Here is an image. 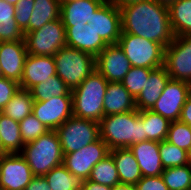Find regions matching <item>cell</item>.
Returning a JSON list of instances; mask_svg holds the SVG:
<instances>
[{
	"label": "cell",
	"mask_w": 191,
	"mask_h": 190,
	"mask_svg": "<svg viewBox=\"0 0 191 190\" xmlns=\"http://www.w3.org/2000/svg\"><path fill=\"white\" fill-rule=\"evenodd\" d=\"M104 116L136 110L135 98L121 82H108L103 101Z\"/></svg>",
	"instance_id": "20"
},
{
	"label": "cell",
	"mask_w": 191,
	"mask_h": 190,
	"mask_svg": "<svg viewBox=\"0 0 191 190\" xmlns=\"http://www.w3.org/2000/svg\"><path fill=\"white\" fill-rule=\"evenodd\" d=\"M153 69L144 67L131 66L128 73L121 81L125 89L136 98L139 93L144 89V85L149 78L150 72Z\"/></svg>",
	"instance_id": "33"
},
{
	"label": "cell",
	"mask_w": 191,
	"mask_h": 190,
	"mask_svg": "<svg viewBox=\"0 0 191 190\" xmlns=\"http://www.w3.org/2000/svg\"><path fill=\"white\" fill-rule=\"evenodd\" d=\"M34 175L20 153L0 157V190H26Z\"/></svg>",
	"instance_id": "12"
},
{
	"label": "cell",
	"mask_w": 191,
	"mask_h": 190,
	"mask_svg": "<svg viewBox=\"0 0 191 190\" xmlns=\"http://www.w3.org/2000/svg\"><path fill=\"white\" fill-rule=\"evenodd\" d=\"M60 0H35L29 20V32L42 28L46 23L60 18Z\"/></svg>",
	"instance_id": "24"
},
{
	"label": "cell",
	"mask_w": 191,
	"mask_h": 190,
	"mask_svg": "<svg viewBox=\"0 0 191 190\" xmlns=\"http://www.w3.org/2000/svg\"><path fill=\"white\" fill-rule=\"evenodd\" d=\"M164 67L171 79L191 82V35L174 37L165 48Z\"/></svg>",
	"instance_id": "10"
},
{
	"label": "cell",
	"mask_w": 191,
	"mask_h": 190,
	"mask_svg": "<svg viewBox=\"0 0 191 190\" xmlns=\"http://www.w3.org/2000/svg\"><path fill=\"white\" fill-rule=\"evenodd\" d=\"M26 190H51L47 180L44 176H34L26 187Z\"/></svg>",
	"instance_id": "39"
},
{
	"label": "cell",
	"mask_w": 191,
	"mask_h": 190,
	"mask_svg": "<svg viewBox=\"0 0 191 190\" xmlns=\"http://www.w3.org/2000/svg\"><path fill=\"white\" fill-rule=\"evenodd\" d=\"M81 190H112V187L85 180L81 181Z\"/></svg>",
	"instance_id": "41"
},
{
	"label": "cell",
	"mask_w": 191,
	"mask_h": 190,
	"mask_svg": "<svg viewBox=\"0 0 191 190\" xmlns=\"http://www.w3.org/2000/svg\"><path fill=\"white\" fill-rule=\"evenodd\" d=\"M168 11L174 36L191 35V0H176Z\"/></svg>",
	"instance_id": "23"
},
{
	"label": "cell",
	"mask_w": 191,
	"mask_h": 190,
	"mask_svg": "<svg viewBox=\"0 0 191 190\" xmlns=\"http://www.w3.org/2000/svg\"><path fill=\"white\" fill-rule=\"evenodd\" d=\"M56 75L72 91L95 69V57L68 46L62 47L54 56Z\"/></svg>",
	"instance_id": "6"
},
{
	"label": "cell",
	"mask_w": 191,
	"mask_h": 190,
	"mask_svg": "<svg viewBox=\"0 0 191 190\" xmlns=\"http://www.w3.org/2000/svg\"><path fill=\"white\" fill-rule=\"evenodd\" d=\"M74 1H80V0H60V3H70Z\"/></svg>",
	"instance_id": "47"
},
{
	"label": "cell",
	"mask_w": 191,
	"mask_h": 190,
	"mask_svg": "<svg viewBox=\"0 0 191 190\" xmlns=\"http://www.w3.org/2000/svg\"><path fill=\"white\" fill-rule=\"evenodd\" d=\"M51 190H77L81 188V181L68 171L62 164L54 167L44 175Z\"/></svg>",
	"instance_id": "30"
},
{
	"label": "cell",
	"mask_w": 191,
	"mask_h": 190,
	"mask_svg": "<svg viewBox=\"0 0 191 190\" xmlns=\"http://www.w3.org/2000/svg\"><path fill=\"white\" fill-rule=\"evenodd\" d=\"M166 140L188 151L191 147V127L180 120L171 122Z\"/></svg>",
	"instance_id": "34"
},
{
	"label": "cell",
	"mask_w": 191,
	"mask_h": 190,
	"mask_svg": "<svg viewBox=\"0 0 191 190\" xmlns=\"http://www.w3.org/2000/svg\"><path fill=\"white\" fill-rule=\"evenodd\" d=\"M121 33H131L157 42L165 48L173 41L168 6L155 0H142L120 7Z\"/></svg>",
	"instance_id": "2"
},
{
	"label": "cell",
	"mask_w": 191,
	"mask_h": 190,
	"mask_svg": "<svg viewBox=\"0 0 191 190\" xmlns=\"http://www.w3.org/2000/svg\"><path fill=\"white\" fill-rule=\"evenodd\" d=\"M190 95V83L170 78L151 110L174 122L180 119L182 108Z\"/></svg>",
	"instance_id": "13"
},
{
	"label": "cell",
	"mask_w": 191,
	"mask_h": 190,
	"mask_svg": "<svg viewBox=\"0 0 191 190\" xmlns=\"http://www.w3.org/2000/svg\"><path fill=\"white\" fill-rule=\"evenodd\" d=\"M19 83L0 76V112L19 90Z\"/></svg>",
	"instance_id": "37"
},
{
	"label": "cell",
	"mask_w": 191,
	"mask_h": 190,
	"mask_svg": "<svg viewBox=\"0 0 191 190\" xmlns=\"http://www.w3.org/2000/svg\"><path fill=\"white\" fill-rule=\"evenodd\" d=\"M21 139L24 144L36 140L50 131L32 113L19 122Z\"/></svg>",
	"instance_id": "35"
},
{
	"label": "cell",
	"mask_w": 191,
	"mask_h": 190,
	"mask_svg": "<svg viewBox=\"0 0 191 190\" xmlns=\"http://www.w3.org/2000/svg\"><path fill=\"white\" fill-rule=\"evenodd\" d=\"M63 154L73 153L100 138V124L71 116L56 129Z\"/></svg>",
	"instance_id": "8"
},
{
	"label": "cell",
	"mask_w": 191,
	"mask_h": 190,
	"mask_svg": "<svg viewBox=\"0 0 191 190\" xmlns=\"http://www.w3.org/2000/svg\"><path fill=\"white\" fill-rule=\"evenodd\" d=\"M24 40L27 53L36 56H54L62 47L67 46L66 31L61 18L24 33Z\"/></svg>",
	"instance_id": "9"
},
{
	"label": "cell",
	"mask_w": 191,
	"mask_h": 190,
	"mask_svg": "<svg viewBox=\"0 0 191 190\" xmlns=\"http://www.w3.org/2000/svg\"><path fill=\"white\" fill-rule=\"evenodd\" d=\"M33 102L34 99L31 92L19 88L1 113L6 117L20 122L32 113Z\"/></svg>",
	"instance_id": "27"
},
{
	"label": "cell",
	"mask_w": 191,
	"mask_h": 190,
	"mask_svg": "<svg viewBox=\"0 0 191 190\" xmlns=\"http://www.w3.org/2000/svg\"><path fill=\"white\" fill-rule=\"evenodd\" d=\"M88 180L109 187L120 183L114 159L110 154L95 164Z\"/></svg>",
	"instance_id": "29"
},
{
	"label": "cell",
	"mask_w": 191,
	"mask_h": 190,
	"mask_svg": "<svg viewBox=\"0 0 191 190\" xmlns=\"http://www.w3.org/2000/svg\"><path fill=\"white\" fill-rule=\"evenodd\" d=\"M30 92L34 101H44L58 96H72L71 90L57 75L51 76L47 81L34 86Z\"/></svg>",
	"instance_id": "28"
},
{
	"label": "cell",
	"mask_w": 191,
	"mask_h": 190,
	"mask_svg": "<svg viewBox=\"0 0 191 190\" xmlns=\"http://www.w3.org/2000/svg\"><path fill=\"white\" fill-rule=\"evenodd\" d=\"M157 3L169 6L171 3L175 2L176 0H155Z\"/></svg>",
	"instance_id": "44"
},
{
	"label": "cell",
	"mask_w": 191,
	"mask_h": 190,
	"mask_svg": "<svg viewBox=\"0 0 191 190\" xmlns=\"http://www.w3.org/2000/svg\"><path fill=\"white\" fill-rule=\"evenodd\" d=\"M19 122L0 112V150L3 154L21 153L24 147Z\"/></svg>",
	"instance_id": "22"
},
{
	"label": "cell",
	"mask_w": 191,
	"mask_h": 190,
	"mask_svg": "<svg viewBox=\"0 0 191 190\" xmlns=\"http://www.w3.org/2000/svg\"><path fill=\"white\" fill-rule=\"evenodd\" d=\"M159 153L164 169L188 165L187 151L169 143L167 140L159 142Z\"/></svg>",
	"instance_id": "32"
},
{
	"label": "cell",
	"mask_w": 191,
	"mask_h": 190,
	"mask_svg": "<svg viewBox=\"0 0 191 190\" xmlns=\"http://www.w3.org/2000/svg\"><path fill=\"white\" fill-rule=\"evenodd\" d=\"M35 0H19L15 6V21L24 33H29V20L31 18Z\"/></svg>",
	"instance_id": "36"
},
{
	"label": "cell",
	"mask_w": 191,
	"mask_h": 190,
	"mask_svg": "<svg viewBox=\"0 0 191 190\" xmlns=\"http://www.w3.org/2000/svg\"><path fill=\"white\" fill-rule=\"evenodd\" d=\"M129 149L133 152L143 177L162 174L164 168L159 153V142L145 140L132 144Z\"/></svg>",
	"instance_id": "18"
},
{
	"label": "cell",
	"mask_w": 191,
	"mask_h": 190,
	"mask_svg": "<svg viewBox=\"0 0 191 190\" xmlns=\"http://www.w3.org/2000/svg\"><path fill=\"white\" fill-rule=\"evenodd\" d=\"M54 75H56V66L53 56L28 54L19 86L21 89L30 91L34 86L47 81Z\"/></svg>",
	"instance_id": "17"
},
{
	"label": "cell",
	"mask_w": 191,
	"mask_h": 190,
	"mask_svg": "<svg viewBox=\"0 0 191 190\" xmlns=\"http://www.w3.org/2000/svg\"><path fill=\"white\" fill-rule=\"evenodd\" d=\"M161 176L169 190L191 189V166L189 164L166 168Z\"/></svg>",
	"instance_id": "31"
},
{
	"label": "cell",
	"mask_w": 191,
	"mask_h": 190,
	"mask_svg": "<svg viewBox=\"0 0 191 190\" xmlns=\"http://www.w3.org/2000/svg\"><path fill=\"white\" fill-rule=\"evenodd\" d=\"M67 46L96 57L107 45L117 44L122 32L121 11L110 0L60 3Z\"/></svg>",
	"instance_id": "1"
},
{
	"label": "cell",
	"mask_w": 191,
	"mask_h": 190,
	"mask_svg": "<svg viewBox=\"0 0 191 190\" xmlns=\"http://www.w3.org/2000/svg\"><path fill=\"white\" fill-rule=\"evenodd\" d=\"M112 190H136L135 185L119 183L112 187Z\"/></svg>",
	"instance_id": "42"
},
{
	"label": "cell",
	"mask_w": 191,
	"mask_h": 190,
	"mask_svg": "<svg viewBox=\"0 0 191 190\" xmlns=\"http://www.w3.org/2000/svg\"><path fill=\"white\" fill-rule=\"evenodd\" d=\"M27 55L25 40L0 42L1 76L20 84Z\"/></svg>",
	"instance_id": "16"
},
{
	"label": "cell",
	"mask_w": 191,
	"mask_h": 190,
	"mask_svg": "<svg viewBox=\"0 0 191 190\" xmlns=\"http://www.w3.org/2000/svg\"><path fill=\"white\" fill-rule=\"evenodd\" d=\"M110 150L101 138L73 153L63 154V165L80 181L88 180L95 164L103 160Z\"/></svg>",
	"instance_id": "11"
},
{
	"label": "cell",
	"mask_w": 191,
	"mask_h": 190,
	"mask_svg": "<svg viewBox=\"0 0 191 190\" xmlns=\"http://www.w3.org/2000/svg\"><path fill=\"white\" fill-rule=\"evenodd\" d=\"M140 119L144 122L145 140H166L171 123L168 119L152 110L140 111Z\"/></svg>",
	"instance_id": "26"
},
{
	"label": "cell",
	"mask_w": 191,
	"mask_h": 190,
	"mask_svg": "<svg viewBox=\"0 0 191 190\" xmlns=\"http://www.w3.org/2000/svg\"><path fill=\"white\" fill-rule=\"evenodd\" d=\"M187 158H188V164L191 166V147H190V149L187 151Z\"/></svg>",
	"instance_id": "45"
},
{
	"label": "cell",
	"mask_w": 191,
	"mask_h": 190,
	"mask_svg": "<svg viewBox=\"0 0 191 190\" xmlns=\"http://www.w3.org/2000/svg\"><path fill=\"white\" fill-rule=\"evenodd\" d=\"M135 187L136 190H169L161 175L142 177Z\"/></svg>",
	"instance_id": "38"
},
{
	"label": "cell",
	"mask_w": 191,
	"mask_h": 190,
	"mask_svg": "<svg viewBox=\"0 0 191 190\" xmlns=\"http://www.w3.org/2000/svg\"><path fill=\"white\" fill-rule=\"evenodd\" d=\"M117 44L131 66L156 69L164 66L165 47L131 33H121Z\"/></svg>",
	"instance_id": "7"
},
{
	"label": "cell",
	"mask_w": 191,
	"mask_h": 190,
	"mask_svg": "<svg viewBox=\"0 0 191 190\" xmlns=\"http://www.w3.org/2000/svg\"><path fill=\"white\" fill-rule=\"evenodd\" d=\"M108 81L95 69L72 92L73 116L100 122Z\"/></svg>",
	"instance_id": "4"
},
{
	"label": "cell",
	"mask_w": 191,
	"mask_h": 190,
	"mask_svg": "<svg viewBox=\"0 0 191 190\" xmlns=\"http://www.w3.org/2000/svg\"><path fill=\"white\" fill-rule=\"evenodd\" d=\"M179 120L188 124L191 127V95L187 98L182 108Z\"/></svg>",
	"instance_id": "40"
},
{
	"label": "cell",
	"mask_w": 191,
	"mask_h": 190,
	"mask_svg": "<svg viewBox=\"0 0 191 190\" xmlns=\"http://www.w3.org/2000/svg\"><path fill=\"white\" fill-rule=\"evenodd\" d=\"M112 1L118 8L122 6H126L128 4L136 3L142 0H110Z\"/></svg>",
	"instance_id": "43"
},
{
	"label": "cell",
	"mask_w": 191,
	"mask_h": 190,
	"mask_svg": "<svg viewBox=\"0 0 191 190\" xmlns=\"http://www.w3.org/2000/svg\"><path fill=\"white\" fill-rule=\"evenodd\" d=\"M34 176L42 177L63 164V152L56 130H50L34 141L26 143L20 153Z\"/></svg>",
	"instance_id": "5"
},
{
	"label": "cell",
	"mask_w": 191,
	"mask_h": 190,
	"mask_svg": "<svg viewBox=\"0 0 191 190\" xmlns=\"http://www.w3.org/2000/svg\"><path fill=\"white\" fill-rule=\"evenodd\" d=\"M100 124V138L109 150L129 148L132 144L145 141L144 122L140 111L104 116Z\"/></svg>",
	"instance_id": "3"
},
{
	"label": "cell",
	"mask_w": 191,
	"mask_h": 190,
	"mask_svg": "<svg viewBox=\"0 0 191 190\" xmlns=\"http://www.w3.org/2000/svg\"><path fill=\"white\" fill-rule=\"evenodd\" d=\"M117 168L120 183L135 185L143 176L139 164L129 148L110 150Z\"/></svg>",
	"instance_id": "21"
},
{
	"label": "cell",
	"mask_w": 191,
	"mask_h": 190,
	"mask_svg": "<svg viewBox=\"0 0 191 190\" xmlns=\"http://www.w3.org/2000/svg\"><path fill=\"white\" fill-rule=\"evenodd\" d=\"M169 79L170 76L164 66L153 69L144 85V89L135 98L137 110H151L161 96Z\"/></svg>",
	"instance_id": "19"
},
{
	"label": "cell",
	"mask_w": 191,
	"mask_h": 190,
	"mask_svg": "<svg viewBox=\"0 0 191 190\" xmlns=\"http://www.w3.org/2000/svg\"><path fill=\"white\" fill-rule=\"evenodd\" d=\"M15 6L0 0V42L24 40V32L15 21Z\"/></svg>",
	"instance_id": "25"
},
{
	"label": "cell",
	"mask_w": 191,
	"mask_h": 190,
	"mask_svg": "<svg viewBox=\"0 0 191 190\" xmlns=\"http://www.w3.org/2000/svg\"><path fill=\"white\" fill-rule=\"evenodd\" d=\"M96 69L108 82H121L131 64L118 44L107 45L95 57Z\"/></svg>",
	"instance_id": "15"
},
{
	"label": "cell",
	"mask_w": 191,
	"mask_h": 190,
	"mask_svg": "<svg viewBox=\"0 0 191 190\" xmlns=\"http://www.w3.org/2000/svg\"><path fill=\"white\" fill-rule=\"evenodd\" d=\"M9 4L15 5L19 0H5Z\"/></svg>",
	"instance_id": "46"
},
{
	"label": "cell",
	"mask_w": 191,
	"mask_h": 190,
	"mask_svg": "<svg viewBox=\"0 0 191 190\" xmlns=\"http://www.w3.org/2000/svg\"><path fill=\"white\" fill-rule=\"evenodd\" d=\"M32 114L49 130H56L73 116L72 96H58L44 101H34Z\"/></svg>",
	"instance_id": "14"
}]
</instances>
